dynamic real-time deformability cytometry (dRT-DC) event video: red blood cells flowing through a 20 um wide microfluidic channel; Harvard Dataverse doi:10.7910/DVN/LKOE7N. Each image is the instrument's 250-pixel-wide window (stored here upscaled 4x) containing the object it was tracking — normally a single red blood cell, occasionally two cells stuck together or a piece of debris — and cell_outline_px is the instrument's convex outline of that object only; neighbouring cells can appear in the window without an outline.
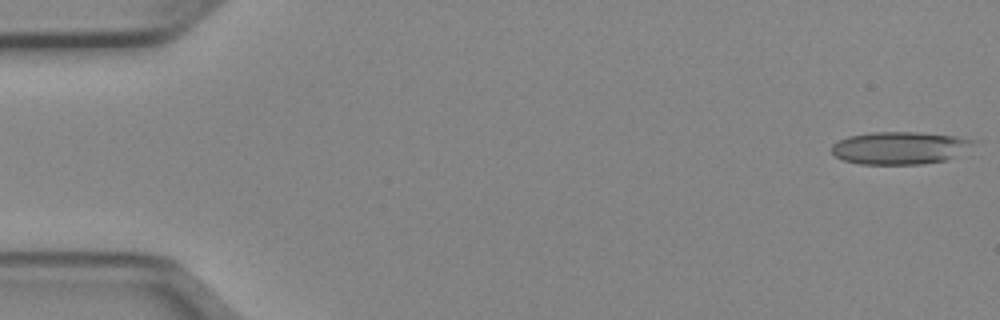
{"species": "Egyptian fruit bat (a non-hibernating species)", "species_latin": "Rousettus aegyptiacus", "temperature_condition": "cold", "stored_images_in_passage": 51, "camera_frame_rate_fps": 3000, "um_per_image_px": 0.085, "animal": {"sex": "female"}, "frame": {"image": 1, "passage_image": 1, "time_ms": 0.0, "image_size_px": [1000, 320], "cell_outline_px": [[980, 140], [976, 144], [944, 160], [920, 164], [860, 164], [844, 160], [836, 156], [832, 152], [832, 144], [848, 136], [872, 132], [916, 132], [956, 136]], "centroid_in_image_um": [76.48, 12.56], "position_along_channel_um": 8.5, "area_um2": 26.7}}
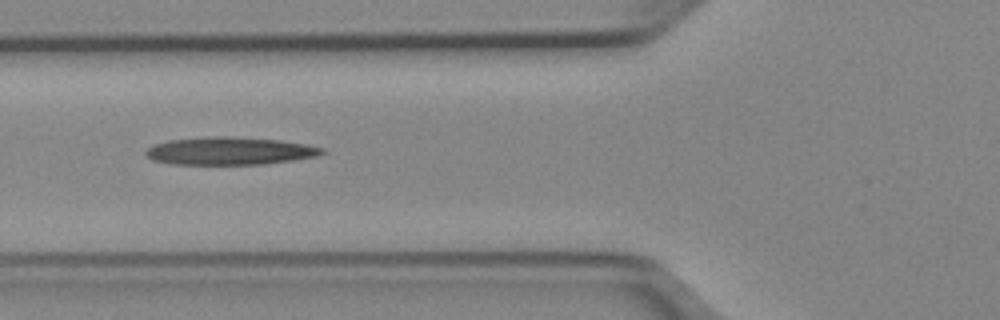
{"frame": {"image": 2, "passage_image": 19, "time_ms": 6.0, "image_size_px": [1000, 320], "cell_outline_px": [[328, 152], [316, 156], [292, 160], [264, 164], [172, 164], [152, 160], [144, 152], [148, 148], [156, 144], [168, 140], [216, 136], [224, 136], [280, 140], [308, 144], [324, 148]], "centroid_in_image_um": [19.57, 12.83], "position_along_channel_um": 106.2, "area_um2": 28.38}}
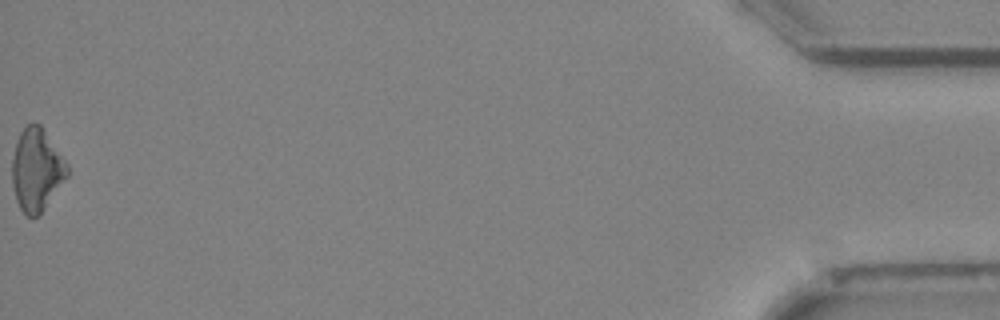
{"frame": {"image": 3, "passage_image": 51, "time_ms": 16.667, "image_size_px": [1000, 320], "cell_outline_px": [[68, 176], [40, 216], [28, 216], [20, 208], [16, 200], [12, 184], [12, 160], [16, 144], [20, 132], [28, 124], [40, 124], [68, 164]], "centroid_in_image_um": [3.12, 14.46], "position_along_channel_um": 432.1, "area_um2": 26.41}}